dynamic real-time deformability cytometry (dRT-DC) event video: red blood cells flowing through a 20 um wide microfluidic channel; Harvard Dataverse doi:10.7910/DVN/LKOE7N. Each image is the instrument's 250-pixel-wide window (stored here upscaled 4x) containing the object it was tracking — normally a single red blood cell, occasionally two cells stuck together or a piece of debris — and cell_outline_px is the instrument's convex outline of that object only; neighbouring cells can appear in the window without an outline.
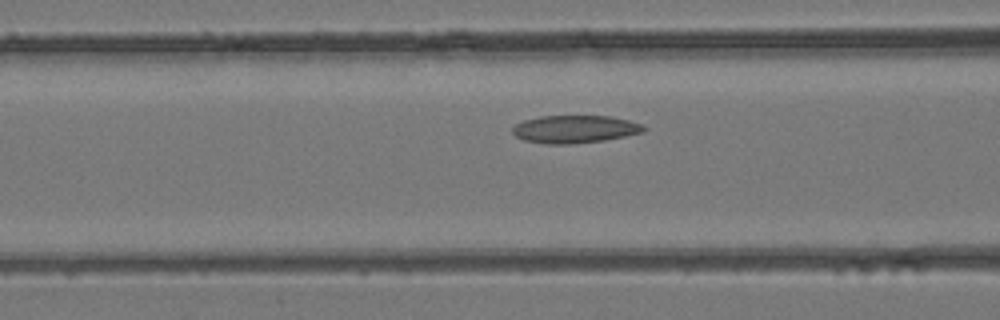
{"species": "common noctule bat (a hibernating species)", "species_latin": "Nyctalus noctula", "temperature_condition": "room temperature", "stored_images_in_passage": 28, "camera_frame_rate_fps": 3000, "um_per_image_px": 0.085, "animal": {"sex": "female", "body_mass_g": 24.6, "forearm_length_mm": 56.2}, "frame": {"image": 1, "passage_image": 9, "time_ms": 2.667, "image_size_px": [1000, 320], "cell_outline_px": [[648, 128], [644, 132], [604, 140], [572, 144], [544, 144], [524, 140], [516, 136], [512, 132], [512, 128], [516, 124], [524, 120], [540, 116], [612, 116], [644, 124]], "centroid_in_image_um": [48.88, 10.98], "position_along_channel_um": 117.7, "area_um2": 21.33}}
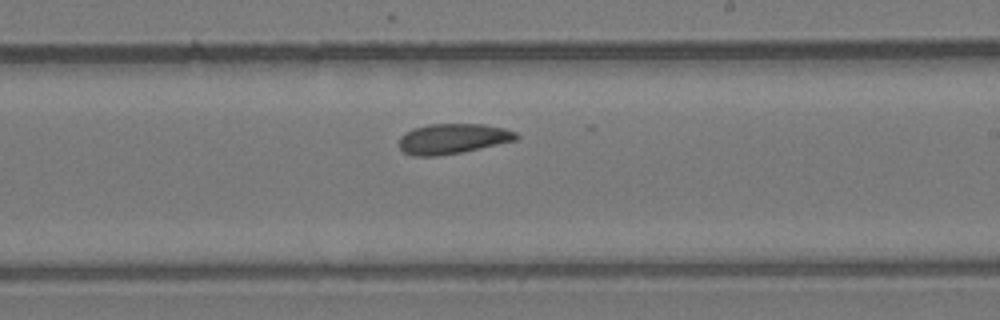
{"frame": {"image": 2, "passage_image": 17, "time_ms": 5.333, "image_size_px": [1000, 320], "cell_outline_px": [[520, 136], [516, 140], [460, 152], [436, 156], [412, 156], [404, 152], [400, 148], [400, 136], [404, 132], [412, 128], [428, 124], [484, 124], [504, 128], [516, 132]], "centroid_in_image_um": [38.45, 11.78], "position_along_channel_um": 250.5, "area_um2": 20.58}}
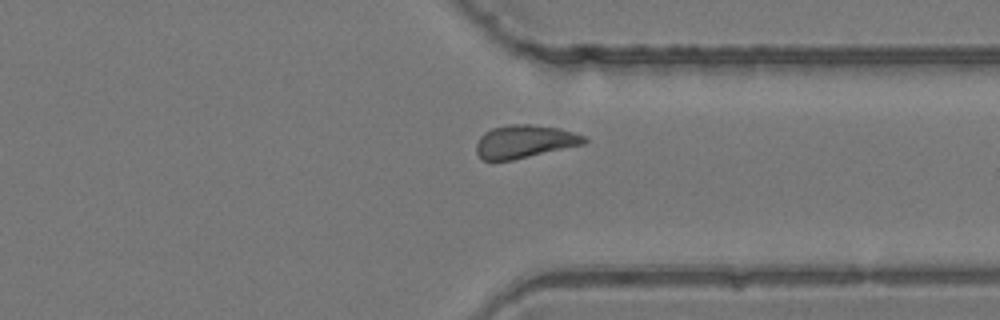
{"frame": {"image": 3, "passage_image": 24, "time_ms": 7.667, "image_size_px": [1000, 320], "cell_outline_px": [[588, 140], [584, 144], [512, 160], [484, 160], [476, 152], [476, 144], [480, 136], [484, 132], [492, 128], [508, 124], [532, 124], [560, 128], [588, 136]], "centroid_in_image_um": [44.61, 12.01], "position_along_channel_um": 366.8, "area_um2": 20.87}}